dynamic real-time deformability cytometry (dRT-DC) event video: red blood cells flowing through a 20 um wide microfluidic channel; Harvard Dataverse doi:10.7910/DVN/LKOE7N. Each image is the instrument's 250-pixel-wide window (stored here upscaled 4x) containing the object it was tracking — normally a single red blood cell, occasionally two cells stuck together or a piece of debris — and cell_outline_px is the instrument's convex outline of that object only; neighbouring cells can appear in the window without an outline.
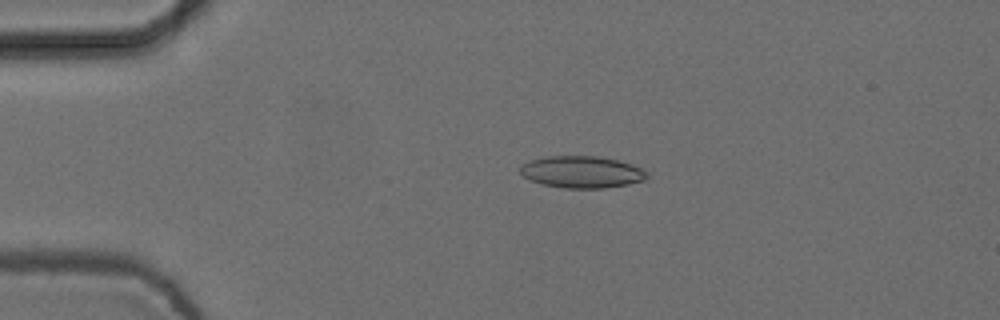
{"species": "common noctule bat (a hibernating species)", "species_latin": "Nyctalus noctula", "temperature_condition": "cold", "stored_images_in_passage": 4, "camera_frame_rate_fps": 3000, "um_per_image_px": 0.085, "animal": {"sex": "female", "body_mass_g": 24.6, "forearm_length_mm": 56.2}, "frame": {"image": 1, "passage_image": 3, "time_ms": 0.667, "image_size_px": [1000, 320], "cell_outline_px": [[648, 176], [644, 180], [628, 184], [604, 188], [564, 188], [544, 184], [532, 180], [524, 176], [520, 172], [520, 164], [528, 160], [544, 156], [600, 156], [632, 164], [648, 172]], "centroid_in_image_um": [49.44, 14.6], "position_along_channel_um": 35.6, "area_um2": 23.58}}